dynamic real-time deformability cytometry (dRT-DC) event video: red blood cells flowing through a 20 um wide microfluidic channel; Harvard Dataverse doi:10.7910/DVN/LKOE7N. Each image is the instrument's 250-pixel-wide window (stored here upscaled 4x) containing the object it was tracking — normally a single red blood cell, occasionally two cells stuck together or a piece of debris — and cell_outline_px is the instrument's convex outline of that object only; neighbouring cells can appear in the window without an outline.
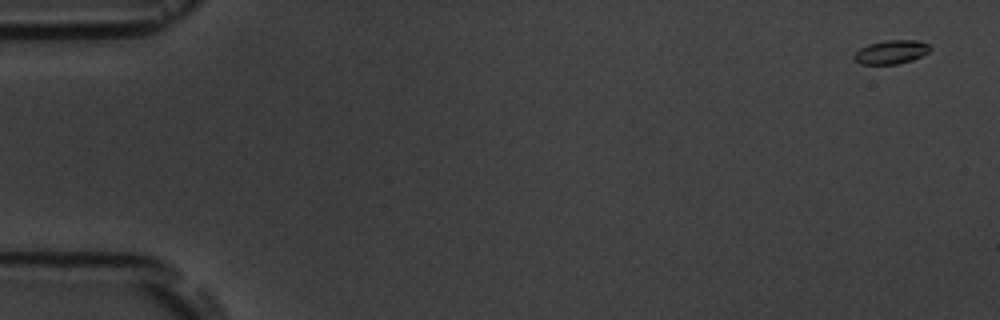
{"species": "common noctule bat (a hibernating species)", "species_latin": "Nyctalus noctula", "temperature_condition": "room temperature", "stored_images_in_passage": 5, "camera_frame_rate_fps": 3000, "um_per_image_px": 0.085, "animal": {"sex": "male", "body_mass_g": 19.5, "forearm_length_mm": 54.6}, "frame": {"image": 1, "passage_image": 1, "time_ms": 0.0, "image_size_px": [1000, 320], "cell_outline_px": [[932, 48], [928, 52], [912, 60], [896, 64], [860, 64], [852, 56], [860, 48], [868, 44], [884, 40], [916, 40], [928, 44]], "centroid_in_image_um": [75.74, 4.41], "position_along_channel_um": 9.3, "area_um2": 10.46}}
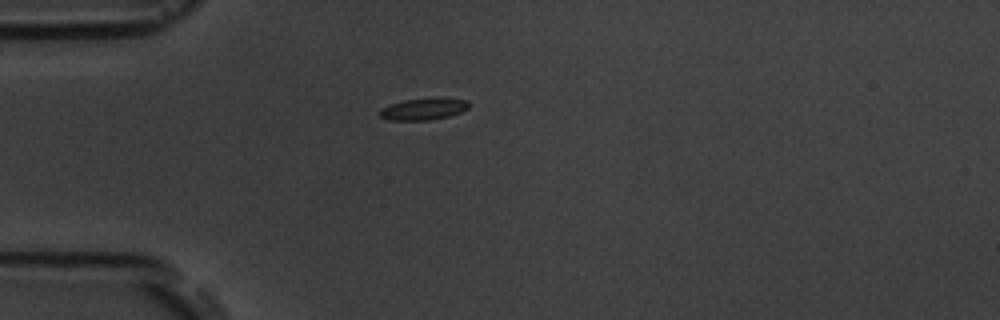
{"frame": {"image": 2, "passage_image": 5, "time_ms": 4.667, "image_size_px": [1000, 320], "cell_outline_px": [[468, 108], [460, 112], [448, 116], [428, 120], [388, 120], [380, 116], [380, 108], [404, 100], [468, 100]], "centroid_in_image_um": [35.92, 9.31], "position_along_channel_um": 49.1, "area_um2": 10.52}}